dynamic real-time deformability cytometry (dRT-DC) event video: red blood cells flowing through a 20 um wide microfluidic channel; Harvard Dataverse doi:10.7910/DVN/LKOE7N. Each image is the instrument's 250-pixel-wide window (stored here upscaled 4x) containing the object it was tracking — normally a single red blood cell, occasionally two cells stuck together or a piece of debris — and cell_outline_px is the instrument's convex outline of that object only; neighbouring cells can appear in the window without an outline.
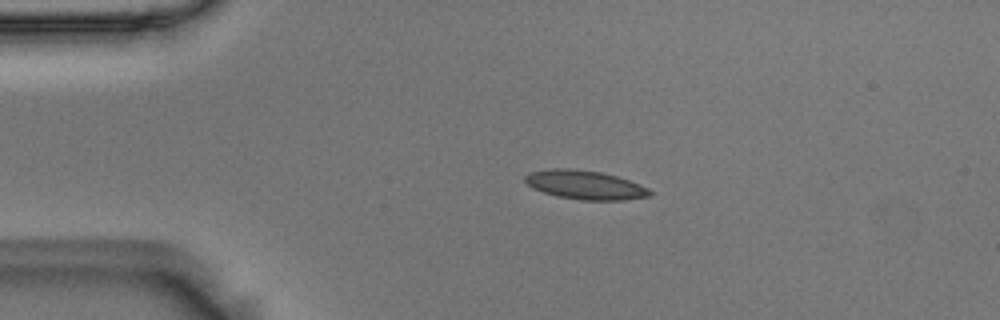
{"species": "Egyptian fruit bat (a non-hibernating species)", "species_latin": "Rousettus aegyptiacus", "temperature_condition": "room temperature", "stored_images_in_passage": 2, "camera_frame_rate_fps": 3000, "um_per_image_px": 0.085, "animal": {"sex": "male"}, "frame": {"image": 1, "passage_image": 1, "time_ms": 0.0, "image_size_px": [1000, 320], "cell_outline_px": [[652, 192], [648, 196], [624, 200], [580, 200], [556, 196], [532, 188], [524, 180], [524, 176], [532, 172], [552, 168], [568, 168], [600, 172], [616, 176], [640, 184], [648, 188]], "centroid_in_image_um": [49.72, 15.72], "position_along_channel_um": 35.3, "area_um2": 20.87}}